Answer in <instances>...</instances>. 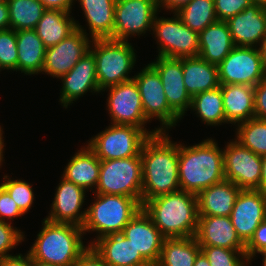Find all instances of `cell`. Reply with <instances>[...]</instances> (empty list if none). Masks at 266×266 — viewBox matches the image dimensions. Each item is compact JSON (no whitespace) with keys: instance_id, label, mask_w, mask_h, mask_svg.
<instances>
[{"instance_id":"obj_37","label":"cell","mask_w":266,"mask_h":266,"mask_svg":"<svg viewBox=\"0 0 266 266\" xmlns=\"http://www.w3.org/2000/svg\"><path fill=\"white\" fill-rule=\"evenodd\" d=\"M208 258L210 266H247L250 264L245 251L232 250L217 246H200ZM244 259V260H243Z\"/></svg>"},{"instance_id":"obj_9","label":"cell","mask_w":266,"mask_h":266,"mask_svg":"<svg viewBox=\"0 0 266 266\" xmlns=\"http://www.w3.org/2000/svg\"><path fill=\"white\" fill-rule=\"evenodd\" d=\"M152 30L159 45L158 56L170 58L198 56L199 34L186 26L176 13L172 18H157L156 15Z\"/></svg>"},{"instance_id":"obj_6","label":"cell","mask_w":266,"mask_h":266,"mask_svg":"<svg viewBox=\"0 0 266 266\" xmlns=\"http://www.w3.org/2000/svg\"><path fill=\"white\" fill-rule=\"evenodd\" d=\"M91 42L89 50L95 57L97 81L101 91L134 78L129 76L136 63V53L131 43L110 38L92 39Z\"/></svg>"},{"instance_id":"obj_32","label":"cell","mask_w":266,"mask_h":266,"mask_svg":"<svg viewBox=\"0 0 266 266\" xmlns=\"http://www.w3.org/2000/svg\"><path fill=\"white\" fill-rule=\"evenodd\" d=\"M200 252L195 237L165 238L156 266H193Z\"/></svg>"},{"instance_id":"obj_50","label":"cell","mask_w":266,"mask_h":266,"mask_svg":"<svg viewBox=\"0 0 266 266\" xmlns=\"http://www.w3.org/2000/svg\"><path fill=\"white\" fill-rule=\"evenodd\" d=\"M260 190L266 194V155L262 156V176Z\"/></svg>"},{"instance_id":"obj_4","label":"cell","mask_w":266,"mask_h":266,"mask_svg":"<svg viewBox=\"0 0 266 266\" xmlns=\"http://www.w3.org/2000/svg\"><path fill=\"white\" fill-rule=\"evenodd\" d=\"M42 225L28 251L32 259L57 266H73L89 247L82 241L84 232L81 226L53 223L46 219H43Z\"/></svg>"},{"instance_id":"obj_13","label":"cell","mask_w":266,"mask_h":266,"mask_svg":"<svg viewBox=\"0 0 266 266\" xmlns=\"http://www.w3.org/2000/svg\"><path fill=\"white\" fill-rule=\"evenodd\" d=\"M220 84L257 85L264 79L259 47H234L218 65Z\"/></svg>"},{"instance_id":"obj_7","label":"cell","mask_w":266,"mask_h":266,"mask_svg":"<svg viewBox=\"0 0 266 266\" xmlns=\"http://www.w3.org/2000/svg\"><path fill=\"white\" fill-rule=\"evenodd\" d=\"M93 193L142 197V157L101 160L99 180Z\"/></svg>"},{"instance_id":"obj_46","label":"cell","mask_w":266,"mask_h":266,"mask_svg":"<svg viewBox=\"0 0 266 266\" xmlns=\"http://www.w3.org/2000/svg\"><path fill=\"white\" fill-rule=\"evenodd\" d=\"M0 266H31V256L29 253L24 256L19 253L16 256L4 257L0 259Z\"/></svg>"},{"instance_id":"obj_36","label":"cell","mask_w":266,"mask_h":266,"mask_svg":"<svg viewBox=\"0 0 266 266\" xmlns=\"http://www.w3.org/2000/svg\"><path fill=\"white\" fill-rule=\"evenodd\" d=\"M237 126L235 140L259 156L266 155V119L254 117Z\"/></svg>"},{"instance_id":"obj_8","label":"cell","mask_w":266,"mask_h":266,"mask_svg":"<svg viewBox=\"0 0 266 266\" xmlns=\"http://www.w3.org/2000/svg\"><path fill=\"white\" fill-rule=\"evenodd\" d=\"M150 136L141 128L111 124L90 139L88 147L101 160L139 156L144 142Z\"/></svg>"},{"instance_id":"obj_35","label":"cell","mask_w":266,"mask_h":266,"mask_svg":"<svg viewBox=\"0 0 266 266\" xmlns=\"http://www.w3.org/2000/svg\"><path fill=\"white\" fill-rule=\"evenodd\" d=\"M176 15L198 34L217 21L214 0H191Z\"/></svg>"},{"instance_id":"obj_43","label":"cell","mask_w":266,"mask_h":266,"mask_svg":"<svg viewBox=\"0 0 266 266\" xmlns=\"http://www.w3.org/2000/svg\"><path fill=\"white\" fill-rule=\"evenodd\" d=\"M25 215L17 206L13 198L9 193L0 185V221L11 223L15 217H21ZM7 219V221H6Z\"/></svg>"},{"instance_id":"obj_47","label":"cell","mask_w":266,"mask_h":266,"mask_svg":"<svg viewBox=\"0 0 266 266\" xmlns=\"http://www.w3.org/2000/svg\"><path fill=\"white\" fill-rule=\"evenodd\" d=\"M44 7L48 10H60L63 12H71L72 3L75 0H40Z\"/></svg>"},{"instance_id":"obj_54","label":"cell","mask_w":266,"mask_h":266,"mask_svg":"<svg viewBox=\"0 0 266 266\" xmlns=\"http://www.w3.org/2000/svg\"><path fill=\"white\" fill-rule=\"evenodd\" d=\"M31 266H57L50 263H45L39 260H35L31 258Z\"/></svg>"},{"instance_id":"obj_26","label":"cell","mask_w":266,"mask_h":266,"mask_svg":"<svg viewBox=\"0 0 266 266\" xmlns=\"http://www.w3.org/2000/svg\"><path fill=\"white\" fill-rule=\"evenodd\" d=\"M234 47L226 21L217 20L199 33L198 56L211 64L218 66Z\"/></svg>"},{"instance_id":"obj_25","label":"cell","mask_w":266,"mask_h":266,"mask_svg":"<svg viewBox=\"0 0 266 266\" xmlns=\"http://www.w3.org/2000/svg\"><path fill=\"white\" fill-rule=\"evenodd\" d=\"M226 121L236 125L255 117L254 87L243 84H220Z\"/></svg>"},{"instance_id":"obj_57","label":"cell","mask_w":266,"mask_h":266,"mask_svg":"<svg viewBox=\"0 0 266 266\" xmlns=\"http://www.w3.org/2000/svg\"><path fill=\"white\" fill-rule=\"evenodd\" d=\"M265 11H266V7H265ZM265 37H266V21H265Z\"/></svg>"},{"instance_id":"obj_55","label":"cell","mask_w":266,"mask_h":266,"mask_svg":"<svg viewBox=\"0 0 266 266\" xmlns=\"http://www.w3.org/2000/svg\"><path fill=\"white\" fill-rule=\"evenodd\" d=\"M252 4L266 7V0H251Z\"/></svg>"},{"instance_id":"obj_52","label":"cell","mask_w":266,"mask_h":266,"mask_svg":"<svg viewBox=\"0 0 266 266\" xmlns=\"http://www.w3.org/2000/svg\"><path fill=\"white\" fill-rule=\"evenodd\" d=\"M260 52H261V56H262V66H263V70L266 76V37L263 39L260 47Z\"/></svg>"},{"instance_id":"obj_56","label":"cell","mask_w":266,"mask_h":266,"mask_svg":"<svg viewBox=\"0 0 266 266\" xmlns=\"http://www.w3.org/2000/svg\"><path fill=\"white\" fill-rule=\"evenodd\" d=\"M261 255L263 256V259H262L263 263H262V265L263 266H266V251L262 252Z\"/></svg>"},{"instance_id":"obj_45","label":"cell","mask_w":266,"mask_h":266,"mask_svg":"<svg viewBox=\"0 0 266 266\" xmlns=\"http://www.w3.org/2000/svg\"><path fill=\"white\" fill-rule=\"evenodd\" d=\"M73 266H110L103 258L96 252V250L89 246L77 259Z\"/></svg>"},{"instance_id":"obj_17","label":"cell","mask_w":266,"mask_h":266,"mask_svg":"<svg viewBox=\"0 0 266 266\" xmlns=\"http://www.w3.org/2000/svg\"><path fill=\"white\" fill-rule=\"evenodd\" d=\"M149 64L160 76L169 107L183 118L190 108L192 97L183 81L182 58L158 56L156 61Z\"/></svg>"},{"instance_id":"obj_1","label":"cell","mask_w":266,"mask_h":266,"mask_svg":"<svg viewBox=\"0 0 266 266\" xmlns=\"http://www.w3.org/2000/svg\"><path fill=\"white\" fill-rule=\"evenodd\" d=\"M166 133L150 136L141 148L142 205L157 196L180 190L179 144L173 143Z\"/></svg>"},{"instance_id":"obj_23","label":"cell","mask_w":266,"mask_h":266,"mask_svg":"<svg viewBox=\"0 0 266 266\" xmlns=\"http://www.w3.org/2000/svg\"><path fill=\"white\" fill-rule=\"evenodd\" d=\"M91 246L110 266H151L121 233L103 236Z\"/></svg>"},{"instance_id":"obj_15","label":"cell","mask_w":266,"mask_h":266,"mask_svg":"<svg viewBox=\"0 0 266 266\" xmlns=\"http://www.w3.org/2000/svg\"><path fill=\"white\" fill-rule=\"evenodd\" d=\"M76 28L57 45L46 48L42 73L60 79L89 51L92 39L78 21Z\"/></svg>"},{"instance_id":"obj_33","label":"cell","mask_w":266,"mask_h":266,"mask_svg":"<svg viewBox=\"0 0 266 266\" xmlns=\"http://www.w3.org/2000/svg\"><path fill=\"white\" fill-rule=\"evenodd\" d=\"M190 109L207 125L217 126L227 123L224 113L221 87L192 96Z\"/></svg>"},{"instance_id":"obj_30","label":"cell","mask_w":266,"mask_h":266,"mask_svg":"<svg viewBox=\"0 0 266 266\" xmlns=\"http://www.w3.org/2000/svg\"><path fill=\"white\" fill-rule=\"evenodd\" d=\"M91 39H113L116 0H78Z\"/></svg>"},{"instance_id":"obj_49","label":"cell","mask_w":266,"mask_h":266,"mask_svg":"<svg viewBox=\"0 0 266 266\" xmlns=\"http://www.w3.org/2000/svg\"><path fill=\"white\" fill-rule=\"evenodd\" d=\"M10 28L8 3L7 1L0 2V30Z\"/></svg>"},{"instance_id":"obj_51","label":"cell","mask_w":266,"mask_h":266,"mask_svg":"<svg viewBox=\"0 0 266 266\" xmlns=\"http://www.w3.org/2000/svg\"><path fill=\"white\" fill-rule=\"evenodd\" d=\"M193 266H210L208 258L202 251L197 255Z\"/></svg>"},{"instance_id":"obj_18","label":"cell","mask_w":266,"mask_h":266,"mask_svg":"<svg viewBox=\"0 0 266 266\" xmlns=\"http://www.w3.org/2000/svg\"><path fill=\"white\" fill-rule=\"evenodd\" d=\"M121 234L131 241L151 266H156L165 237L143 209L125 225Z\"/></svg>"},{"instance_id":"obj_19","label":"cell","mask_w":266,"mask_h":266,"mask_svg":"<svg viewBox=\"0 0 266 266\" xmlns=\"http://www.w3.org/2000/svg\"><path fill=\"white\" fill-rule=\"evenodd\" d=\"M84 188L61 177L51 205V212L45 218L49 222L83 226L87 210L80 211L85 202Z\"/></svg>"},{"instance_id":"obj_20","label":"cell","mask_w":266,"mask_h":266,"mask_svg":"<svg viewBox=\"0 0 266 266\" xmlns=\"http://www.w3.org/2000/svg\"><path fill=\"white\" fill-rule=\"evenodd\" d=\"M60 79L63 85L59 100L65 108L90 90L94 93L101 92L97 81L95 57L90 50Z\"/></svg>"},{"instance_id":"obj_10","label":"cell","mask_w":266,"mask_h":266,"mask_svg":"<svg viewBox=\"0 0 266 266\" xmlns=\"http://www.w3.org/2000/svg\"><path fill=\"white\" fill-rule=\"evenodd\" d=\"M109 92L107 110L111 124L131 125L143 129L149 136L158 134V128L149 131L144 128L150 122L145 116L138 86L134 79L103 89Z\"/></svg>"},{"instance_id":"obj_42","label":"cell","mask_w":266,"mask_h":266,"mask_svg":"<svg viewBox=\"0 0 266 266\" xmlns=\"http://www.w3.org/2000/svg\"><path fill=\"white\" fill-rule=\"evenodd\" d=\"M264 251H266V219L260 223L253 236L245 244V254L249 261H252L257 253L261 254Z\"/></svg>"},{"instance_id":"obj_29","label":"cell","mask_w":266,"mask_h":266,"mask_svg":"<svg viewBox=\"0 0 266 266\" xmlns=\"http://www.w3.org/2000/svg\"><path fill=\"white\" fill-rule=\"evenodd\" d=\"M17 71L27 75L40 74L45 61L46 47L34 29L16 31Z\"/></svg>"},{"instance_id":"obj_16","label":"cell","mask_w":266,"mask_h":266,"mask_svg":"<svg viewBox=\"0 0 266 266\" xmlns=\"http://www.w3.org/2000/svg\"><path fill=\"white\" fill-rule=\"evenodd\" d=\"M230 218L237 235L246 244L266 219V194L261 190L241 189Z\"/></svg>"},{"instance_id":"obj_27","label":"cell","mask_w":266,"mask_h":266,"mask_svg":"<svg viewBox=\"0 0 266 266\" xmlns=\"http://www.w3.org/2000/svg\"><path fill=\"white\" fill-rule=\"evenodd\" d=\"M183 81L190 96L220 86L218 66L201 57L182 58Z\"/></svg>"},{"instance_id":"obj_12","label":"cell","mask_w":266,"mask_h":266,"mask_svg":"<svg viewBox=\"0 0 266 266\" xmlns=\"http://www.w3.org/2000/svg\"><path fill=\"white\" fill-rule=\"evenodd\" d=\"M158 11L157 0H116L113 40L128 41L151 31Z\"/></svg>"},{"instance_id":"obj_24","label":"cell","mask_w":266,"mask_h":266,"mask_svg":"<svg viewBox=\"0 0 266 266\" xmlns=\"http://www.w3.org/2000/svg\"><path fill=\"white\" fill-rule=\"evenodd\" d=\"M240 191L227 179L200 191L196 195L199 216H230Z\"/></svg>"},{"instance_id":"obj_22","label":"cell","mask_w":266,"mask_h":266,"mask_svg":"<svg viewBox=\"0 0 266 266\" xmlns=\"http://www.w3.org/2000/svg\"><path fill=\"white\" fill-rule=\"evenodd\" d=\"M195 239L199 246H217L245 251L230 216H199Z\"/></svg>"},{"instance_id":"obj_48","label":"cell","mask_w":266,"mask_h":266,"mask_svg":"<svg viewBox=\"0 0 266 266\" xmlns=\"http://www.w3.org/2000/svg\"><path fill=\"white\" fill-rule=\"evenodd\" d=\"M190 1L191 0H157L158 9L163 8L165 10L172 11L173 14L178 12L181 8H183Z\"/></svg>"},{"instance_id":"obj_28","label":"cell","mask_w":266,"mask_h":266,"mask_svg":"<svg viewBox=\"0 0 266 266\" xmlns=\"http://www.w3.org/2000/svg\"><path fill=\"white\" fill-rule=\"evenodd\" d=\"M100 163L95 153L88 146H84L71 157L62 177L86 191H92L96 189L99 180Z\"/></svg>"},{"instance_id":"obj_3","label":"cell","mask_w":266,"mask_h":266,"mask_svg":"<svg viewBox=\"0 0 266 266\" xmlns=\"http://www.w3.org/2000/svg\"><path fill=\"white\" fill-rule=\"evenodd\" d=\"M165 238L194 237L198 226V201L194 193L179 190L160 195L142 205Z\"/></svg>"},{"instance_id":"obj_40","label":"cell","mask_w":266,"mask_h":266,"mask_svg":"<svg viewBox=\"0 0 266 266\" xmlns=\"http://www.w3.org/2000/svg\"><path fill=\"white\" fill-rule=\"evenodd\" d=\"M12 223L0 221V259L11 256L8 252L24 241V233Z\"/></svg>"},{"instance_id":"obj_31","label":"cell","mask_w":266,"mask_h":266,"mask_svg":"<svg viewBox=\"0 0 266 266\" xmlns=\"http://www.w3.org/2000/svg\"><path fill=\"white\" fill-rule=\"evenodd\" d=\"M70 16L60 10L47 9L43 13L34 30L46 48L57 45L77 29L76 20Z\"/></svg>"},{"instance_id":"obj_41","label":"cell","mask_w":266,"mask_h":266,"mask_svg":"<svg viewBox=\"0 0 266 266\" xmlns=\"http://www.w3.org/2000/svg\"><path fill=\"white\" fill-rule=\"evenodd\" d=\"M217 20L227 21L252 5L251 0H214Z\"/></svg>"},{"instance_id":"obj_34","label":"cell","mask_w":266,"mask_h":266,"mask_svg":"<svg viewBox=\"0 0 266 266\" xmlns=\"http://www.w3.org/2000/svg\"><path fill=\"white\" fill-rule=\"evenodd\" d=\"M10 28L34 29L47 10L40 0H7Z\"/></svg>"},{"instance_id":"obj_21","label":"cell","mask_w":266,"mask_h":266,"mask_svg":"<svg viewBox=\"0 0 266 266\" xmlns=\"http://www.w3.org/2000/svg\"><path fill=\"white\" fill-rule=\"evenodd\" d=\"M265 7L252 4L226 21L236 47H258L265 38ZM259 44V45H257Z\"/></svg>"},{"instance_id":"obj_5","label":"cell","mask_w":266,"mask_h":266,"mask_svg":"<svg viewBox=\"0 0 266 266\" xmlns=\"http://www.w3.org/2000/svg\"><path fill=\"white\" fill-rule=\"evenodd\" d=\"M94 195L95 201L86 209L87 215L82 229L84 235L90 231L99 235L88 246L103 236L122 233L125 225L142 209V203L132 197L98 193Z\"/></svg>"},{"instance_id":"obj_2","label":"cell","mask_w":266,"mask_h":266,"mask_svg":"<svg viewBox=\"0 0 266 266\" xmlns=\"http://www.w3.org/2000/svg\"><path fill=\"white\" fill-rule=\"evenodd\" d=\"M180 190L198 194L225 179L223 149L214 139L207 138L199 144H179Z\"/></svg>"},{"instance_id":"obj_14","label":"cell","mask_w":266,"mask_h":266,"mask_svg":"<svg viewBox=\"0 0 266 266\" xmlns=\"http://www.w3.org/2000/svg\"><path fill=\"white\" fill-rule=\"evenodd\" d=\"M223 149L224 176L240 189L260 190L262 156L243 147L236 140Z\"/></svg>"},{"instance_id":"obj_44","label":"cell","mask_w":266,"mask_h":266,"mask_svg":"<svg viewBox=\"0 0 266 266\" xmlns=\"http://www.w3.org/2000/svg\"><path fill=\"white\" fill-rule=\"evenodd\" d=\"M255 118L266 119V77L254 86Z\"/></svg>"},{"instance_id":"obj_53","label":"cell","mask_w":266,"mask_h":266,"mask_svg":"<svg viewBox=\"0 0 266 266\" xmlns=\"http://www.w3.org/2000/svg\"><path fill=\"white\" fill-rule=\"evenodd\" d=\"M3 131H2V127H0V167H1V164H2V162H3V153H4V147H5V145H4V140H3V133H2Z\"/></svg>"},{"instance_id":"obj_11","label":"cell","mask_w":266,"mask_h":266,"mask_svg":"<svg viewBox=\"0 0 266 266\" xmlns=\"http://www.w3.org/2000/svg\"><path fill=\"white\" fill-rule=\"evenodd\" d=\"M138 86L142 100L144 116L150 121L153 118L160 120V132H166L176 126L181 118L169 107L164 93L163 84L157 71L146 65L133 78Z\"/></svg>"},{"instance_id":"obj_39","label":"cell","mask_w":266,"mask_h":266,"mask_svg":"<svg viewBox=\"0 0 266 266\" xmlns=\"http://www.w3.org/2000/svg\"><path fill=\"white\" fill-rule=\"evenodd\" d=\"M17 39L14 29L0 30V69L17 72Z\"/></svg>"},{"instance_id":"obj_38","label":"cell","mask_w":266,"mask_h":266,"mask_svg":"<svg viewBox=\"0 0 266 266\" xmlns=\"http://www.w3.org/2000/svg\"><path fill=\"white\" fill-rule=\"evenodd\" d=\"M3 179L4 182L0 185L9 193L20 210L26 214L35 200L32 185L24 180H12L10 177L8 178V175H5Z\"/></svg>"}]
</instances>
